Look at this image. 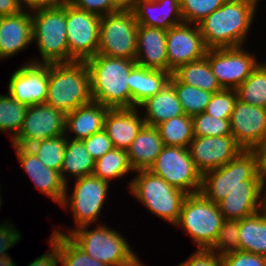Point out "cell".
Segmentation results:
<instances>
[{"instance_id": "obj_51", "label": "cell", "mask_w": 266, "mask_h": 266, "mask_svg": "<svg viewBox=\"0 0 266 266\" xmlns=\"http://www.w3.org/2000/svg\"><path fill=\"white\" fill-rule=\"evenodd\" d=\"M110 266H145L142 261H140L139 256L137 254L131 255L129 258H127L125 261L115 263Z\"/></svg>"}, {"instance_id": "obj_34", "label": "cell", "mask_w": 266, "mask_h": 266, "mask_svg": "<svg viewBox=\"0 0 266 266\" xmlns=\"http://www.w3.org/2000/svg\"><path fill=\"white\" fill-rule=\"evenodd\" d=\"M238 100L266 108V61H260L251 75L236 89Z\"/></svg>"}, {"instance_id": "obj_20", "label": "cell", "mask_w": 266, "mask_h": 266, "mask_svg": "<svg viewBox=\"0 0 266 266\" xmlns=\"http://www.w3.org/2000/svg\"><path fill=\"white\" fill-rule=\"evenodd\" d=\"M33 43L31 11L0 17V60L11 59Z\"/></svg>"}, {"instance_id": "obj_54", "label": "cell", "mask_w": 266, "mask_h": 266, "mask_svg": "<svg viewBox=\"0 0 266 266\" xmlns=\"http://www.w3.org/2000/svg\"><path fill=\"white\" fill-rule=\"evenodd\" d=\"M261 155H262V172H263L265 182H266V144L261 149Z\"/></svg>"}, {"instance_id": "obj_56", "label": "cell", "mask_w": 266, "mask_h": 266, "mask_svg": "<svg viewBox=\"0 0 266 266\" xmlns=\"http://www.w3.org/2000/svg\"><path fill=\"white\" fill-rule=\"evenodd\" d=\"M1 195H2V193H1V186H0V207L3 204Z\"/></svg>"}, {"instance_id": "obj_22", "label": "cell", "mask_w": 266, "mask_h": 266, "mask_svg": "<svg viewBox=\"0 0 266 266\" xmlns=\"http://www.w3.org/2000/svg\"><path fill=\"white\" fill-rule=\"evenodd\" d=\"M144 125L145 121L138 107L109 109L104 121V131L114 148L127 150Z\"/></svg>"}, {"instance_id": "obj_5", "label": "cell", "mask_w": 266, "mask_h": 266, "mask_svg": "<svg viewBox=\"0 0 266 266\" xmlns=\"http://www.w3.org/2000/svg\"><path fill=\"white\" fill-rule=\"evenodd\" d=\"M245 180H265L261 150H242L226 165L204 173L200 193L217 204L233 188L245 186Z\"/></svg>"}, {"instance_id": "obj_28", "label": "cell", "mask_w": 266, "mask_h": 266, "mask_svg": "<svg viewBox=\"0 0 266 266\" xmlns=\"http://www.w3.org/2000/svg\"><path fill=\"white\" fill-rule=\"evenodd\" d=\"M170 73L136 65L130 72L131 108L154 96L168 82Z\"/></svg>"}, {"instance_id": "obj_52", "label": "cell", "mask_w": 266, "mask_h": 266, "mask_svg": "<svg viewBox=\"0 0 266 266\" xmlns=\"http://www.w3.org/2000/svg\"><path fill=\"white\" fill-rule=\"evenodd\" d=\"M115 4L121 9V10H132L138 0H114Z\"/></svg>"}, {"instance_id": "obj_37", "label": "cell", "mask_w": 266, "mask_h": 266, "mask_svg": "<svg viewBox=\"0 0 266 266\" xmlns=\"http://www.w3.org/2000/svg\"><path fill=\"white\" fill-rule=\"evenodd\" d=\"M67 137L64 135L46 138L28 146L48 168L60 172L65 154Z\"/></svg>"}, {"instance_id": "obj_45", "label": "cell", "mask_w": 266, "mask_h": 266, "mask_svg": "<svg viewBox=\"0 0 266 266\" xmlns=\"http://www.w3.org/2000/svg\"><path fill=\"white\" fill-rule=\"evenodd\" d=\"M222 266H266V257L254 253L234 251L221 257Z\"/></svg>"}, {"instance_id": "obj_41", "label": "cell", "mask_w": 266, "mask_h": 266, "mask_svg": "<svg viewBox=\"0 0 266 266\" xmlns=\"http://www.w3.org/2000/svg\"><path fill=\"white\" fill-rule=\"evenodd\" d=\"M226 0H180L181 14L185 23L198 24Z\"/></svg>"}, {"instance_id": "obj_49", "label": "cell", "mask_w": 266, "mask_h": 266, "mask_svg": "<svg viewBox=\"0 0 266 266\" xmlns=\"http://www.w3.org/2000/svg\"><path fill=\"white\" fill-rule=\"evenodd\" d=\"M22 11L17 0H0V17L14 15Z\"/></svg>"}, {"instance_id": "obj_7", "label": "cell", "mask_w": 266, "mask_h": 266, "mask_svg": "<svg viewBox=\"0 0 266 266\" xmlns=\"http://www.w3.org/2000/svg\"><path fill=\"white\" fill-rule=\"evenodd\" d=\"M73 181H75L74 186L70 188L73 190L72 193L68 192L69 186L66 184V193L60 207L64 210L71 209L70 212H72L75 224L73 228L70 226H68V229L65 228L66 233L63 230L57 229L58 227H53L54 233L68 235L72 230L81 226L95 225L96 223L98 225L102 209L109 197L107 195L109 194L111 183L93 174L77 178Z\"/></svg>"}, {"instance_id": "obj_30", "label": "cell", "mask_w": 266, "mask_h": 266, "mask_svg": "<svg viewBox=\"0 0 266 266\" xmlns=\"http://www.w3.org/2000/svg\"><path fill=\"white\" fill-rule=\"evenodd\" d=\"M239 251L266 257V218L261 211L239 220Z\"/></svg>"}, {"instance_id": "obj_40", "label": "cell", "mask_w": 266, "mask_h": 266, "mask_svg": "<svg viewBox=\"0 0 266 266\" xmlns=\"http://www.w3.org/2000/svg\"><path fill=\"white\" fill-rule=\"evenodd\" d=\"M209 250L221 257L239 251V220L224 219L217 239Z\"/></svg>"}, {"instance_id": "obj_25", "label": "cell", "mask_w": 266, "mask_h": 266, "mask_svg": "<svg viewBox=\"0 0 266 266\" xmlns=\"http://www.w3.org/2000/svg\"><path fill=\"white\" fill-rule=\"evenodd\" d=\"M110 108L91 101L66 114L65 136L74 140H83L104 130V121ZM73 135V137L71 135Z\"/></svg>"}, {"instance_id": "obj_39", "label": "cell", "mask_w": 266, "mask_h": 266, "mask_svg": "<svg viewBox=\"0 0 266 266\" xmlns=\"http://www.w3.org/2000/svg\"><path fill=\"white\" fill-rule=\"evenodd\" d=\"M194 137L230 135L229 119H219L205 112L192 116Z\"/></svg>"}, {"instance_id": "obj_55", "label": "cell", "mask_w": 266, "mask_h": 266, "mask_svg": "<svg viewBox=\"0 0 266 266\" xmlns=\"http://www.w3.org/2000/svg\"><path fill=\"white\" fill-rule=\"evenodd\" d=\"M260 211L263 213V215L266 218V184L264 186L263 192H262V199H261V208Z\"/></svg>"}, {"instance_id": "obj_2", "label": "cell", "mask_w": 266, "mask_h": 266, "mask_svg": "<svg viewBox=\"0 0 266 266\" xmlns=\"http://www.w3.org/2000/svg\"><path fill=\"white\" fill-rule=\"evenodd\" d=\"M85 63L94 102L110 109L131 108L130 72L137 65L135 60L96 54Z\"/></svg>"}, {"instance_id": "obj_43", "label": "cell", "mask_w": 266, "mask_h": 266, "mask_svg": "<svg viewBox=\"0 0 266 266\" xmlns=\"http://www.w3.org/2000/svg\"><path fill=\"white\" fill-rule=\"evenodd\" d=\"M12 220L0 223V266H18L7 251L21 241L22 234ZM9 254V255H8Z\"/></svg>"}, {"instance_id": "obj_10", "label": "cell", "mask_w": 266, "mask_h": 266, "mask_svg": "<svg viewBox=\"0 0 266 266\" xmlns=\"http://www.w3.org/2000/svg\"><path fill=\"white\" fill-rule=\"evenodd\" d=\"M137 30L133 10H119L101 16L97 54L135 60Z\"/></svg>"}, {"instance_id": "obj_27", "label": "cell", "mask_w": 266, "mask_h": 266, "mask_svg": "<svg viewBox=\"0 0 266 266\" xmlns=\"http://www.w3.org/2000/svg\"><path fill=\"white\" fill-rule=\"evenodd\" d=\"M164 147L156 127L144 125L127 149L128 160L134 171L148 170Z\"/></svg>"}, {"instance_id": "obj_36", "label": "cell", "mask_w": 266, "mask_h": 266, "mask_svg": "<svg viewBox=\"0 0 266 266\" xmlns=\"http://www.w3.org/2000/svg\"><path fill=\"white\" fill-rule=\"evenodd\" d=\"M27 106L19 103L8 93L0 94V132L9 134L12 141L19 133Z\"/></svg>"}, {"instance_id": "obj_31", "label": "cell", "mask_w": 266, "mask_h": 266, "mask_svg": "<svg viewBox=\"0 0 266 266\" xmlns=\"http://www.w3.org/2000/svg\"><path fill=\"white\" fill-rule=\"evenodd\" d=\"M181 83L217 93L223 88L212 73L210 64L206 56L181 65L172 73Z\"/></svg>"}, {"instance_id": "obj_26", "label": "cell", "mask_w": 266, "mask_h": 266, "mask_svg": "<svg viewBox=\"0 0 266 266\" xmlns=\"http://www.w3.org/2000/svg\"><path fill=\"white\" fill-rule=\"evenodd\" d=\"M138 108L143 114L145 125L153 127L184 114L176 91L169 82L154 96L141 103Z\"/></svg>"}, {"instance_id": "obj_12", "label": "cell", "mask_w": 266, "mask_h": 266, "mask_svg": "<svg viewBox=\"0 0 266 266\" xmlns=\"http://www.w3.org/2000/svg\"><path fill=\"white\" fill-rule=\"evenodd\" d=\"M101 16L66 2L69 63L85 62L97 54Z\"/></svg>"}, {"instance_id": "obj_44", "label": "cell", "mask_w": 266, "mask_h": 266, "mask_svg": "<svg viewBox=\"0 0 266 266\" xmlns=\"http://www.w3.org/2000/svg\"><path fill=\"white\" fill-rule=\"evenodd\" d=\"M74 7L86 12L105 16L121 10L114 0H68Z\"/></svg>"}, {"instance_id": "obj_33", "label": "cell", "mask_w": 266, "mask_h": 266, "mask_svg": "<svg viewBox=\"0 0 266 266\" xmlns=\"http://www.w3.org/2000/svg\"><path fill=\"white\" fill-rule=\"evenodd\" d=\"M156 128L164 146L189 148L194 138L192 117L186 114L166 120Z\"/></svg>"}, {"instance_id": "obj_19", "label": "cell", "mask_w": 266, "mask_h": 266, "mask_svg": "<svg viewBox=\"0 0 266 266\" xmlns=\"http://www.w3.org/2000/svg\"><path fill=\"white\" fill-rule=\"evenodd\" d=\"M21 169L39 190L55 204L61 205L66 193V183L57 170L46 167L41 160L26 146H13Z\"/></svg>"}, {"instance_id": "obj_16", "label": "cell", "mask_w": 266, "mask_h": 266, "mask_svg": "<svg viewBox=\"0 0 266 266\" xmlns=\"http://www.w3.org/2000/svg\"><path fill=\"white\" fill-rule=\"evenodd\" d=\"M230 130L244 150H261L266 144V108L238 100L230 116Z\"/></svg>"}, {"instance_id": "obj_17", "label": "cell", "mask_w": 266, "mask_h": 266, "mask_svg": "<svg viewBox=\"0 0 266 266\" xmlns=\"http://www.w3.org/2000/svg\"><path fill=\"white\" fill-rule=\"evenodd\" d=\"M166 50L168 73L172 74L181 65L204 57L208 48L198 25L183 22L167 30Z\"/></svg>"}, {"instance_id": "obj_46", "label": "cell", "mask_w": 266, "mask_h": 266, "mask_svg": "<svg viewBox=\"0 0 266 266\" xmlns=\"http://www.w3.org/2000/svg\"><path fill=\"white\" fill-rule=\"evenodd\" d=\"M83 142L95 161L114 148L111 139L104 130L83 139Z\"/></svg>"}, {"instance_id": "obj_47", "label": "cell", "mask_w": 266, "mask_h": 266, "mask_svg": "<svg viewBox=\"0 0 266 266\" xmlns=\"http://www.w3.org/2000/svg\"><path fill=\"white\" fill-rule=\"evenodd\" d=\"M177 266H222L221 256L210 250L196 249Z\"/></svg>"}, {"instance_id": "obj_23", "label": "cell", "mask_w": 266, "mask_h": 266, "mask_svg": "<svg viewBox=\"0 0 266 266\" xmlns=\"http://www.w3.org/2000/svg\"><path fill=\"white\" fill-rule=\"evenodd\" d=\"M166 34L165 29L138 25L135 58L137 65L168 72Z\"/></svg>"}, {"instance_id": "obj_6", "label": "cell", "mask_w": 266, "mask_h": 266, "mask_svg": "<svg viewBox=\"0 0 266 266\" xmlns=\"http://www.w3.org/2000/svg\"><path fill=\"white\" fill-rule=\"evenodd\" d=\"M136 174L128 184V191L147 210L158 218L175 225L182 204L188 194L168 184L149 170L134 171Z\"/></svg>"}, {"instance_id": "obj_35", "label": "cell", "mask_w": 266, "mask_h": 266, "mask_svg": "<svg viewBox=\"0 0 266 266\" xmlns=\"http://www.w3.org/2000/svg\"><path fill=\"white\" fill-rule=\"evenodd\" d=\"M169 83L176 91L184 114L192 117L205 111L213 93L181 83L173 74L170 75Z\"/></svg>"}, {"instance_id": "obj_50", "label": "cell", "mask_w": 266, "mask_h": 266, "mask_svg": "<svg viewBox=\"0 0 266 266\" xmlns=\"http://www.w3.org/2000/svg\"><path fill=\"white\" fill-rule=\"evenodd\" d=\"M21 9L26 11H34L41 9V0H17Z\"/></svg>"}, {"instance_id": "obj_1", "label": "cell", "mask_w": 266, "mask_h": 266, "mask_svg": "<svg viewBox=\"0 0 266 266\" xmlns=\"http://www.w3.org/2000/svg\"><path fill=\"white\" fill-rule=\"evenodd\" d=\"M260 0H226L197 25L208 49L244 46Z\"/></svg>"}, {"instance_id": "obj_3", "label": "cell", "mask_w": 266, "mask_h": 266, "mask_svg": "<svg viewBox=\"0 0 266 266\" xmlns=\"http://www.w3.org/2000/svg\"><path fill=\"white\" fill-rule=\"evenodd\" d=\"M91 101L90 74L85 62L49 64L46 104L67 114Z\"/></svg>"}, {"instance_id": "obj_32", "label": "cell", "mask_w": 266, "mask_h": 266, "mask_svg": "<svg viewBox=\"0 0 266 266\" xmlns=\"http://www.w3.org/2000/svg\"><path fill=\"white\" fill-rule=\"evenodd\" d=\"M130 172L134 173V170L130 166L127 150L113 148L95 161L93 175L110 183L126 177Z\"/></svg>"}, {"instance_id": "obj_42", "label": "cell", "mask_w": 266, "mask_h": 266, "mask_svg": "<svg viewBox=\"0 0 266 266\" xmlns=\"http://www.w3.org/2000/svg\"><path fill=\"white\" fill-rule=\"evenodd\" d=\"M237 99L235 89H223L212 94V98L204 112L219 119H230Z\"/></svg>"}, {"instance_id": "obj_29", "label": "cell", "mask_w": 266, "mask_h": 266, "mask_svg": "<svg viewBox=\"0 0 266 266\" xmlns=\"http://www.w3.org/2000/svg\"><path fill=\"white\" fill-rule=\"evenodd\" d=\"M95 160L88 153L83 140L67 138L63 163L60 169L62 180L68 184V177L74 179L93 174Z\"/></svg>"}, {"instance_id": "obj_24", "label": "cell", "mask_w": 266, "mask_h": 266, "mask_svg": "<svg viewBox=\"0 0 266 266\" xmlns=\"http://www.w3.org/2000/svg\"><path fill=\"white\" fill-rule=\"evenodd\" d=\"M132 10L138 25L168 30L184 22L180 0H138Z\"/></svg>"}, {"instance_id": "obj_11", "label": "cell", "mask_w": 266, "mask_h": 266, "mask_svg": "<svg viewBox=\"0 0 266 266\" xmlns=\"http://www.w3.org/2000/svg\"><path fill=\"white\" fill-rule=\"evenodd\" d=\"M148 170L186 194L200 192L202 175L188 148L164 146Z\"/></svg>"}, {"instance_id": "obj_4", "label": "cell", "mask_w": 266, "mask_h": 266, "mask_svg": "<svg viewBox=\"0 0 266 266\" xmlns=\"http://www.w3.org/2000/svg\"><path fill=\"white\" fill-rule=\"evenodd\" d=\"M33 44L40 58L31 62L42 64L69 63L66 2L31 11ZM38 59V60H37Z\"/></svg>"}, {"instance_id": "obj_21", "label": "cell", "mask_w": 266, "mask_h": 266, "mask_svg": "<svg viewBox=\"0 0 266 266\" xmlns=\"http://www.w3.org/2000/svg\"><path fill=\"white\" fill-rule=\"evenodd\" d=\"M265 180H245V186H237L217 203L224 219L241 220L261 208Z\"/></svg>"}, {"instance_id": "obj_38", "label": "cell", "mask_w": 266, "mask_h": 266, "mask_svg": "<svg viewBox=\"0 0 266 266\" xmlns=\"http://www.w3.org/2000/svg\"><path fill=\"white\" fill-rule=\"evenodd\" d=\"M61 266H108L79 248L67 235L58 233Z\"/></svg>"}, {"instance_id": "obj_9", "label": "cell", "mask_w": 266, "mask_h": 266, "mask_svg": "<svg viewBox=\"0 0 266 266\" xmlns=\"http://www.w3.org/2000/svg\"><path fill=\"white\" fill-rule=\"evenodd\" d=\"M84 225L72 230L67 236L85 253L108 266L125 261L134 252L123 234L105 223ZM90 229V230H89Z\"/></svg>"}, {"instance_id": "obj_15", "label": "cell", "mask_w": 266, "mask_h": 266, "mask_svg": "<svg viewBox=\"0 0 266 266\" xmlns=\"http://www.w3.org/2000/svg\"><path fill=\"white\" fill-rule=\"evenodd\" d=\"M49 82V64L27 60L9 77L8 94L19 103L32 106L45 103Z\"/></svg>"}, {"instance_id": "obj_48", "label": "cell", "mask_w": 266, "mask_h": 266, "mask_svg": "<svg viewBox=\"0 0 266 266\" xmlns=\"http://www.w3.org/2000/svg\"><path fill=\"white\" fill-rule=\"evenodd\" d=\"M49 237V252L39 255L27 266H60V251L58 248V233H51Z\"/></svg>"}, {"instance_id": "obj_14", "label": "cell", "mask_w": 266, "mask_h": 266, "mask_svg": "<svg viewBox=\"0 0 266 266\" xmlns=\"http://www.w3.org/2000/svg\"><path fill=\"white\" fill-rule=\"evenodd\" d=\"M66 114L49 104L28 106L22 127L12 146H26L65 134Z\"/></svg>"}, {"instance_id": "obj_18", "label": "cell", "mask_w": 266, "mask_h": 266, "mask_svg": "<svg viewBox=\"0 0 266 266\" xmlns=\"http://www.w3.org/2000/svg\"><path fill=\"white\" fill-rule=\"evenodd\" d=\"M188 149L201 175L226 165L244 150L232 134L221 137H194Z\"/></svg>"}, {"instance_id": "obj_8", "label": "cell", "mask_w": 266, "mask_h": 266, "mask_svg": "<svg viewBox=\"0 0 266 266\" xmlns=\"http://www.w3.org/2000/svg\"><path fill=\"white\" fill-rule=\"evenodd\" d=\"M223 220L218 205L199 192L186 196L174 226L189 235L197 249L209 250L217 239Z\"/></svg>"}, {"instance_id": "obj_53", "label": "cell", "mask_w": 266, "mask_h": 266, "mask_svg": "<svg viewBox=\"0 0 266 266\" xmlns=\"http://www.w3.org/2000/svg\"><path fill=\"white\" fill-rule=\"evenodd\" d=\"M65 2H68V0H41V8H46L54 6L58 3H65Z\"/></svg>"}, {"instance_id": "obj_13", "label": "cell", "mask_w": 266, "mask_h": 266, "mask_svg": "<svg viewBox=\"0 0 266 266\" xmlns=\"http://www.w3.org/2000/svg\"><path fill=\"white\" fill-rule=\"evenodd\" d=\"M245 46L208 49L206 58L223 89H236L260 62Z\"/></svg>"}]
</instances>
